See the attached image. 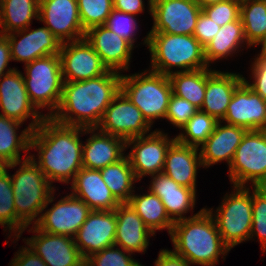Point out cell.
Returning <instances> with one entry per match:
<instances>
[{"label": "cell", "mask_w": 266, "mask_h": 266, "mask_svg": "<svg viewBox=\"0 0 266 266\" xmlns=\"http://www.w3.org/2000/svg\"><path fill=\"white\" fill-rule=\"evenodd\" d=\"M133 74H122L120 90L138 107L152 126L155 120L165 119L172 85L168 75L150 69Z\"/></svg>", "instance_id": "6"}, {"label": "cell", "mask_w": 266, "mask_h": 266, "mask_svg": "<svg viewBox=\"0 0 266 266\" xmlns=\"http://www.w3.org/2000/svg\"><path fill=\"white\" fill-rule=\"evenodd\" d=\"M89 136L82 147V166L101 170L109 164L122 159L126 154V141L120 137L106 134L97 128H85Z\"/></svg>", "instance_id": "24"}, {"label": "cell", "mask_w": 266, "mask_h": 266, "mask_svg": "<svg viewBox=\"0 0 266 266\" xmlns=\"http://www.w3.org/2000/svg\"><path fill=\"white\" fill-rule=\"evenodd\" d=\"M100 172L111 193L120 203H127L136 192L134 185L138 180L127 155L102 168Z\"/></svg>", "instance_id": "33"}, {"label": "cell", "mask_w": 266, "mask_h": 266, "mask_svg": "<svg viewBox=\"0 0 266 266\" xmlns=\"http://www.w3.org/2000/svg\"><path fill=\"white\" fill-rule=\"evenodd\" d=\"M116 234L114 245L131 254H144L150 237L156 236L128 203H120L115 209Z\"/></svg>", "instance_id": "25"}, {"label": "cell", "mask_w": 266, "mask_h": 266, "mask_svg": "<svg viewBox=\"0 0 266 266\" xmlns=\"http://www.w3.org/2000/svg\"><path fill=\"white\" fill-rule=\"evenodd\" d=\"M8 171L9 169L0 166V225L5 232L9 231V239L13 237L19 241L26 228L16 218L13 188Z\"/></svg>", "instance_id": "36"}, {"label": "cell", "mask_w": 266, "mask_h": 266, "mask_svg": "<svg viewBox=\"0 0 266 266\" xmlns=\"http://www.w3.org/2000/svg\"><path fill=\"white\" fill-rule=\"evenodd\" d=\"M122 74L108 70L96 78L64 81L58 109L51 116L58 123L82 128H96L120 91Z\"/></svg>", "instance_id": "2"}, {"label": "cell", "mask_w": 266, "mask_h": 266, "mask_svg": "<svg viewBox=\"0 0 266 266\" xmlns=\"http://www.w3.org/2000/svg\"><path fill=\"white\" fill-rule=\"evenodd\" d=\"M254 237V239H253ZM259 239L262 254L266 253V197L252 187V229L250 240Z\"/></svg>", "instance_id": "41"}, {"label": "cell", "mask_w": 266, "mask_h": 266, "mask_svg": "<svg viewBox=\"0 0 266 266\" xmlns=\"http://www.w3.org/2000/svg\"><path fill=\"white\" fill-rule=\"evenodd\" d=\"M169 79L174 95L201 109L206 92V68L174 72L169 75Z\"/></svg>", "instance_id": "35"}, {"label": "cell", "mask_w": 266, "mask_h": 266, "mask_svg": "<svg viewBox=\"0 0 266 266\" xmlns=\"http://www.w3.org/2000/svg\"><path fill=\"white\" fill-rule=\"evenodd\" d=\"M153 26L148 32L193 35L202 8L195 0H148Z\"/></svg>", "instance_id": "10"}, {"label": "cell", "mask_w": 266, "mask_h": 266, "mask_svg": "<svg viewBox=\"0 0 266 266\" xmlns=\"http://www.w3.org/2000/svg\"><path fill=\"white\" fill-rule=\"evenodd\" d=\"M176 141L163 130L132 138L126 141L127 156L138 181L143 177L162 173L169 147Z\"/></svg>", "instance_id": "12"}, {"label": "cell", "mask_w": 266, "mask_h": 266, "mask_svg": "<svg viewBox=\"0 0 266 266\" xmlns=\"http://www.w3.org/2000/svg\"><path fill=\"white\" fill-rule=\"evenodd\" d=\"M243 75L206 68V92L200 111L222 121L236 88L243 82Z\"/></svg>", "instance_id": "23"}, {"label": "cell", "mask_w": 266, "mask_h": 266, "mask_svg": "<svg viewBox=\"0 0 266 266\" xmlns=\"http://www.w3.org/2000/svg\"><path fill=\"white\" fill-rule=\"evenodd\" d=\"M253 188L259 192L261 195L266 197V175L260 179Z\"/></svg>", "instance_id": "50"}, {"label": "cell", "mask_w": 266, "mask_h": 266, "mask_svg": "<svg viewBox=\"0 0 266 266\" xmlns=\"http://www.w3.org/2000/svg\"><path fill=\"white\" fill-rule=\"evenodd\" d=\"M198 5L203 8L207 5H211L213 3H218V2H221V1H224V0H195Z\"/></svg>", "instance_id": "51"}, {"label": "cell", "mask_w": 266, "mask_h": 266, "mask_svg": "<svg viewBox=\"0 0 266 266\" xmlns=\"http://www.w3.org/2000/svg\"><path fill=\"white\" fill-rule=\"evenodd\" d=\"M24 66L22 75L30 102L38 111L47 108L45 117H51L60 104L64 84L60 55L35 59Z\"/></svg>", "instance_id": "7"}, {"label": "cell", "mask_w": 266, "mask_h": 266, "mask_svg": "<svg viewBox=\"0 0 266 266\" xmlns=\"http://www.w3.org/2000/svg\"><path fill=\"white\" fill-rule=\"evenodd\" d=\"M145 36L142 41L149 49V69L154 72L169 76L174 72L209 67L204 57V47L193 35L148 32Z\"/></svg>", "instance_id": "4"}, {"label": "cell", "mask_w": 266, "mask_h": 266, "mask_svg": "<svg viewBox=\"0 0 266 266\" xmlns=\"http://www.w3.org/2000/svg\"><path fill=\"white\" fill-rule=\"evenodd\" d=\"M118 246L104 248L88 257L85 266H144Z\"/></svg>", "instance_id": "39"}, {"label": "cell", "mask_w": 266, "mask_h": 266, "mask_svg": "<svg viewBox=\"0 0 266 266\" xmlns=\"http://www.w3.org/2000/svg\"><path fill=\"white\" fill-rule=\"evenodd\" d=\"M170 239L173 251L190 266H215L231 251L222 241L216 222L204 208L194 217L174 222Z\"/></svg>", "instance_id": "3"}, {"label": "cell", "mask_w": 266, "mask_h": 266, "mask_svg": "<svg viewBox=\"0 0 266 266\" xmlns=\"http://www.w3.org/2000/svg\"><path fill=\"white\" fill-rule=\"evenodd\" d=\"M0 109V115L22 124L30 118L32 121L27 127L32 132L45 118V114L30 102L22 71L17 68L0 78Z\"/></svg>", "instance_id": "14"}, {"label": "cell", "mask_w": 266, "mask_h": 266, "mask_svg": "<svg viewBox=\"0 0 266 266\" xmlns=\"http://www.w3.org/2000/svg\"><path fill=\"white\" fill-rule=\"evenodd\" d=\"M240 18L250 47L266 44V3L264 0H241Z\"/></svg>", "instance_id": "34"}, {"label": "cell", "mask_w": 266, "mask_h": 266, "mask_svg": "<svg viewBox=\"0 0 266 266\" xmlns=\"http://www.w3.org/2000/svg\"><path fill=\"white\" fill-rule=\"evenodd\" d=\"M133 210L141 217L145 225L154 233L166 229L171 234L174 222L167 215L160 198L147 189V193L135 194L127 202Z\"/></svg>", "instance_id": "32"}, {"label": "cell", "mask_w": 266, "mask_h": 266, "mask_svg": "<svg viewBox=\"0 0 266 266\" xmlns=\"http://www.w3.org/2000/svg\"><path fill=\"white\" fill-rule=\"evenodd\" d=\"M255 58L250 65V83L247 78L243 77L245 84L252 89L255 93L260 95L266 101V53L260 50V52L254 56Z\"/></svg>", "instance_id": "44"}, {"label": "cell", "mask_w": 266, "mask_h": 266, "mask_svg": "<svg viewBox=\"0 0 266 266\" xmlns=\"http://www.w3.org/2000/svg\"><path fill=\"white\" fill-rule=\"evenodd\" d=\"M228 170L231 185L238 187H253L266 175V130L246 132Z\"/></svg>", "instance_id": "9"}, {"label": "cell", "mask_w": 266, "mask_h": 266, "mask_svg": "<svg viewBox=\"0 0 266 266\" xmlns=\"http://www.w3.org/2000/svg\"><path fill=\"white\" fill-rule=\"evenodd\" d=\"M222 122L247 130H266V101L243 81L234 91Z\"/></svg>", "instance_id": "20"}, {"label": "cell", "mask_w": 266, "mask_h": 266, "mask_svg": "<svg viewBox=\"0 0 266 266\" xmlns=\"http://www.w3.org/2000/svg\"><path fill=\"white\" fill-rule=\"evenodd\" d=\"M199 109L173 93L170 96L165 120L181 129Z\"/></svg>", "instance_id": "43"}, {"label": "cell", "mask_w": 266, "mask_h": 266, "mask_svg": "<svg viewBox=\"0 0 266 266\" xmlns=\"http://www.w3.org/2000/svg\"><path fill=\"white\" fill-rule=\"evenodd\" d=\"M55 193L56 191L51 194L35 226L50 234L74 237L92 210L84 201L71 193L61 196V199L54 204ZM50 204L51 208L47 209Z\"/></svg>", "instance_id": "11"}, {"label": "cell", "mask_w": 266, "mask_h": 266, "mask_svg": "<svg viewBox=\"0 0 266 266\" xmlns=\"http://www.w3.org/2000/svg\"><path fill=\"white\" fill-rule=\"evenodd\" d=\"M240 4L241 0H224L205 6L202 11L222 27L240 18Z\"/></svg>", "instance_id": "42"}, {"label": "cell", "mask_w": 266, "mask_h": 266, "mask_svg": "<svg viewBox=\"0 0 266 266\" xmlns=\"http://www.w3.org/2000/svg\"><path fill=\"white\" fill-rule=\"evenodd\" d=\"M31 237L22 239L47 266H85V259L77 248L74 237L50 234L33 225Z\"/></svg>", "instance_id": "15"}, {"label": "cell", "mask_w": 266, "mask_h": 266, "mask_svg": "<svg viewBox=\"0 0 266 266\" xmlns=\"http://www.w3.org/2000/svg\"><path fill=\"white\" fill-rule=\"evenodd\" d=\"M115 234V210H92L74 236V242L86 260L92 254L113 246Z\"/></svg>", "instance_id": "18"}, {"label": "cell", "mask_w": 266, "mask_h": 266, "mask_svg": "<svg viewBox=\"0 0 266 266\" xmlns=\"http://www.w3.org/2000/svg\"><path fill=\"white\" fill-rule=\"evenodd\" d=\"M232 190L223 196L216 210L206 208L216 222L223 243L230 250L249 241L252 229V188L233 186Z\"/></svg>", "instance_id": "8"}, {"label": "cell", "mask_w": 266, "mask_h": 266, "mask_svg": "<svg viewBox=\"0 0 266 266\" xmlns=\"http://www.w3.org/2000/svg\"><path fill=\"white\" fill-rule=\"evenodd\" d=\"M63 81L74 82L104 75L108 68L85 38L61 43L59 51Z\"/></svg>", "instance_id": "16"}, {"label": "cell", "mask_w": 266, "mask_h": 266, "mask_svg": "<svg viewBox=\"0 0 266 266\" xmlns=\"http://www.w3.org/2000/svg\"><path fill=\"white\" fill-rule=\"evenodd\" d=\"M22 126V123L0 115V166L29 158L32 131L26 126L19 134ZM21 151L26 152L24 158H21Z\"/></svg>", "instance_id": "29"}, {"label": "cell", "mask_w": 266, "mask_h": 266, "mask_svg": "<svg viewBox=\"0 0 266 266\" xmlns=\"http://www.w3.org/2000/svg\"><path fill=\"white\" fill-rule=\"evenodd\" d=\"M70 185V193L91 210H115L120 204L102 179L100 170L82 167Z\"/></svg>", "instance_id": "27"}, {"label": "cell", "mask_w": 266, "mask_h": 266, "mask_svg": "<svg viewBox=\"0 0 266 266\" xmlns=\"http://www.w3.org/2000/svg\"><path fill=\"white\" fill-rule=\"evenodd\" d=\"M247 131L243 127L218 121L214 132L199 148L203 168H208L222 161H226L229 168L235 151Z\"/></svg>", "instance_id": "26"}, {"label": "cell", "mask_w": 266, "mask_h": 266, "mask_svg": "<svg viewBox=\"0 0 266 266\" xmlns=\"http://www.w3.org/2000/svg\"><path fill=\"white\" fill-rule=\"evenodd\" d=\"M18 165V170L16 169L13 175L10 173V178L16 218L27 229L38 222L43 208L56 187L48 181L30 157L4 167L15 169Z\"/></svg>", "instance_id": "5"}, {"label": "cell", "mask_w": 266, "mask_h": 266, "mask_svg": "<svg viewBox=\"0 0 266 266\" xmlns=\"http://www.w3.org/2000/svg\"><path fill=\"white\" fill-rule=\"evenodd\" d=\"M137 16L113 9L104 24L109 30L128 41L134 48L139 31Z\"/></svg>", "instance_id": "40"}, {"label": "cell", "mask_w": 266, "mask_h": 266, "mask_svg": "<svg viewBox=\"0 0 266 266\" xmlns=\"http://www.w3.org/2000/svg\"><path fill=\"white\" fill-rule=\"evenodd\" d=\"M144 0H113V8L131 15H139L145 11Z\"/></svg>", "instance_id": "48"}, {"label": "cell", "mask_w": 266, "mask_h": 266, "mask_svg": "<svg viewBox=\"0 0 266 266\" xmlns=\"http://www.w3.org/2000/svg\"><path fill=\"white\" fill-rule=\"evenodd\" d=\"M84 38L99 55L108 70L122 73L121 71L130 69L134 47L105 25L88 29Z\"/></svg>", "instance_id": "21"}, {"label": "cell", "mask_w": 266, "mask_h": 266, "mask_svg": "<svg viewBox=\"0 0 266 266\" xmlns=\"http://www.w3.org/2000/svg\"><path fill=\"white\" fill-rule=\"evenodd\" d=\"M220 28L218 24L201 11L193 36L205 47L215 37Z\"/></svg>", "instance_id": "45"}, {"label": "cell", "mask_w": 266, "mask_h": 266, "mask_svg": "<svg viewBox=\"0 0 266 266\" xmlns=\"http://www.w3.org/2000/svg\"><path fill=\"white\" fill-rule=\"evenodd\" d=\"M80 21L84 31L104 25L113 8V0H77Z\"/></svg>", "instance_id": "38"}, {"label": "cell", "mask_w": 266, "mask_h": 266, "mask_svg": "<svg viewBox=\"0 0 266 266\" xmlns=\"http://www.w3.org/2000/svg\"><path fill=\"white\" fill-rule=\"evenodd\" d=\"M141 111L120 90L96 127L99 131L120 137L125 141L147 135L152 129Z\"/></svg>", "instance_id": "13"}, {"label": "cell", "mask_w": 266, "mask_h": 266, "mask_svg": "<svg viewBox=\"0 0 266 266\" xmlns=\"http://www.w3.org/2000/svg\"><path fill=\"white\" fill-rule=\"evenodd\" d=\"M10 44L11 59L24 64L53 54H59L61 42L46 27L31 26L6 35ZM19 38V39H18Z\"/></svg>", "instance_id": "19"}, {"label": "cell", "mask_w": 266, "mask_h": 266, "mask_svg": "<svg viewBox=\"0 0 266 266\" xmlns=\"http://www.w3.org/2000/svg\"><path fill=\"white\" fill-rule=\"evenodd\" d=\"M251 48L244 35V28L239 18L236 21L223 25L215 37L204 47V57L210 67L218 60L226 59L242 51V47ZM237 51V52H236Z\"/></svg>", "instance_id": "30"}, {"label": "cell", "mask_w": 266, "mask_h": 266, "mask_svg": "<svg viewBox=\"0 0 266 266\" xmlns=\"http://www.w3.org/2000/svg\"><path fill=\"white\" fill-rule=\"evenodd\" d=\"M83 135L85 128L64 125L51 117H45L31 133L30 150L38 154L30 153L29 157L52 185L56 182L71 184L83 167V141L80 138Z\"/></svg>", "instance_id": "1"}, {"label": "cell", "mask_w": 266, "mask_h": 266, "mask_svg": "<svg viewBox=\"0 0 266 266\" xmlns=\"http://www.w3.org/2000/svg\"><path fill=\"white\" fill-rule=\"evenodd\" d=\"M217 123L214 117L198 110L180 129L181 132L175 136L176 141L199 148L214 132Z\"/></svg>", "instance_id": "37"}, {"label": "cell", "mask_w": 266, "mask_h": 266, "mask_svg": "<svg viewBox=\"0 0 266 266\" xmlns=\"http://www.w3.org/2000/svg\"><path fill=\"white\" fill-rule=\"evenodd\" d=\"M10 61L12 62L8 38L6 35L0 34V78L16 69L8 66Z\"/></svg>", "instance_id": "49"}, {"label": "cell", "mask_w": 266, "mask_h": 266, "mask_svg": "<svg viewBox=\"0 0 266 266\" xmlns=\"http://www.w3.org/2000/svg\"><path fill=\"white\" fill-rule=\"evenodd\" d=\"M39 21V0H0V34L21 31Z\"/></svg>", "instance_id": "31"}, {"label": "cell", "mask_w": 266, "mask_h": 266, "mask_svg": "<svg viewBox=\"0 0 266 266\" xmlns=\"http://www.w3.org/2000/svg\"><path fill=\"white\" fill-rule=\"evenodd\" d=\"M15 254L9 266H47L28 246H22Z\"/></svg>", "instance_id": "46"}, {"label": "cell", "mask_w": 266, "mask_h": 266, "mask_svg": "<svg viewBox=\"0 0 266 266\" xmlns=\"http://www.w3.org/2000/svg\"><path fill=\"white\" fill-rule=\"evenodd\" d=\"M155 266H190L189 262L173 250L161 249L154 262Z\"/></svg>", "instance_id": "47"}, {"label": "cell", "mask_w": 266, "mask_h": 266, "mask_svg": "<svg viewBox=\"0 0 266 266\" xmlns=\"http://www.w3.org/2000/svg\"><path fill=\"white\" fill-rule=\"evenodd\" d=\"M39 22H42L61 42L83 39L77 0H40Z\"/></svg>", "instance_id": "17"}, {"label": "cell", "mask_w": 266, "mask_h": 266, "mask_svg": "<svg viewBox=\"0 0 266 266\" xmlns=\"http://www.w3.org/2000/svg\"><path fill=\"white\" fill-rule=\"evenodd\" d=\"M199 167L203 168L199 148L175 141L167 151L163 173L177 184L197 190Z\"/></svg>", "instance_id": "28"}, {"label": "cell", "mask_w": 266, "mask_h": 266, "mask_svg": "<svg viewBox=\"0 0 266 266\" xmlns=\"http://www.w3.org/2000/svg\"><path fill=\"white\" fill-rule=\"evenodd\" d=\"M261 50L266 53V44Z\"/></svg>", "instance_id": "52"}, {"label": "cell", "mask_w": 266, "mask_h": 266, "mask_svg": "<svg viewBox=\"0 0 266 266\" xmlns=\"http://www.w3.org/2000/svg\"><path fill=\"white\" fill-rule=\"evenodd\" d=\"M150 177L148 189L160 198L167 215L173 222L194 217L205 208L203 207L193 214L194 211L192 210L196 205L197 190L177 184L163 172ZM190 211L192 212L191 216H184Z\"/></svg>", "instance_id": "22"}]
</instances>
